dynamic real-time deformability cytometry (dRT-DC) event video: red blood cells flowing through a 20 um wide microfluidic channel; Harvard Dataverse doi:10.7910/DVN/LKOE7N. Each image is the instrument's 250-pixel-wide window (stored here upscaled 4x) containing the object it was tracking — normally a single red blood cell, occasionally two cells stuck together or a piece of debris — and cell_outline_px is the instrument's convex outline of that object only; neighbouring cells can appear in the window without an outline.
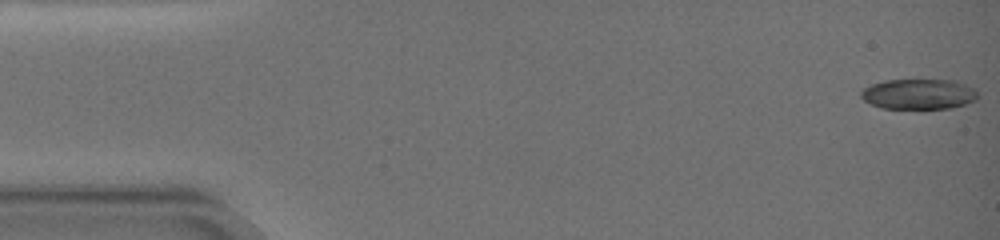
{"species": "common noctule bat (a hibernating species)", "species_latin": "Nyctalus noctula", "temperature_condition": "warm", "stored_images_in_passage": 45, "camera_frame_rate_fps": 3000, "um_per_image_px": 0.085, "animal": {"sex": "female", "body_mass_g": 19.0, "forearm_length_mm": 51.5}, "frame": {"image": 1, "passage_image": 1, "time_ms": 0.0, "image_size_px": [1000, 240], "cell_outline_px": [[980, 96], [976, 100], [952, 108], [880, 108], [864, 100], [860, 96], [860, 92], [864, 88], [872, 84], [884, 80], [956, 80], [976, 88]], "centroid_in_image_um": [78.13, 7.99], "position_along_channel_um": 6.9, "area_um2": 20.81}}
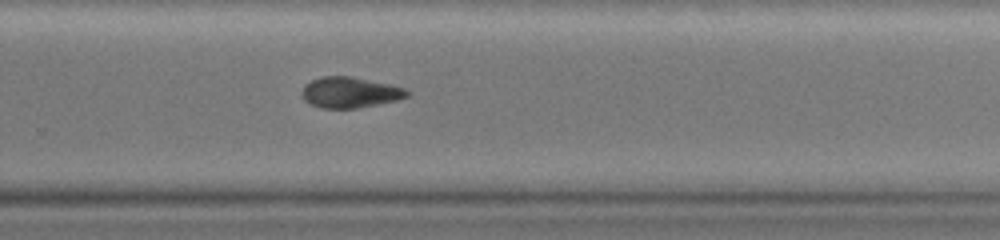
{"frame": {"image": 2, "passage_image": 40, "time_ms": 12.667, "image_size_px": [1000, 240], "cell_outline_px": [[412, 92], [408, 96], [396, 100], [380, 104], [356, 108], [320, 108], [304, 100], [300, 92], [304, 84], [320, 76], [352, 76], [388, 84], [404, 88]], "centroid_in_image_um": [29.72, 7.85], "position_along_channel_um": 300.1, "area_um2": 18.96}}
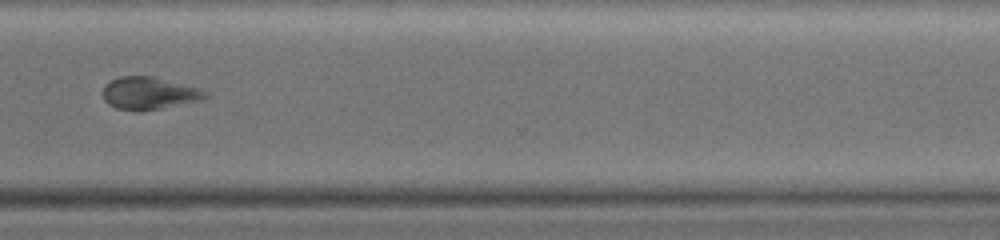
{"frame": {"image": 3, "passage_image": 44, "time_ms": 14.333, "image_size_px": [1000, 240], "cell_outline_px": [[212, 96], [200, 100], [140, 112], [116, 108], [108, 104], [104, 100], [104, 84], [120, 76], [152, 76], [204, 88]], "centroid_in_image_um": [12.73, 7.92], "position_along_channel_um": 357.9, "area_um2": 19.65}}